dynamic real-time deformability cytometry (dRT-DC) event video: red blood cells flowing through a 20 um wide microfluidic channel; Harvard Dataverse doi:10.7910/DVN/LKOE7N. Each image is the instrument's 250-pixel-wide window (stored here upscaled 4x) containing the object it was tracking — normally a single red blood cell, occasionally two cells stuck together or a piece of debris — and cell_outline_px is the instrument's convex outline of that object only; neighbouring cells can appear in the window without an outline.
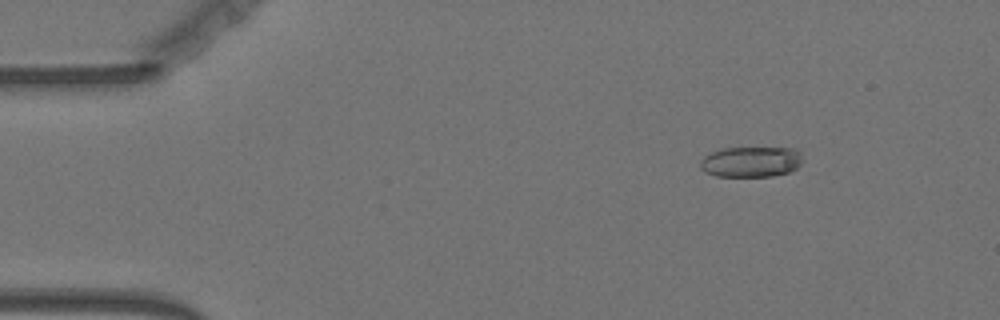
{"species": "Egyptian fruit bat (a non-hibernating species)", "species_latin": "Rousettus aegyptiacus", "temperature_condition": "warm", "stored_images_in_passage": 51, "camera_frame_rate_fps": 3000, "um_per_image_px": 0.085, "animal": {"sex": "female"}, "frame": {"image": 1, "passage_image": 2, "time_ms": 0.333, "image_size_px": [1000, 320], "cell_outline_px": [[800, 164], [796, 168], [788, 172], [772, 176], [716, 176], [704, 172], [700, 168], [700, 160], [704, 156], [712, 152], [724, 148], [796, 148], [800, 152]], "centroid_in_image_um": [63.8, 13.75], "position_along_channel_um": 21.2, "area_um2": 18.15}}
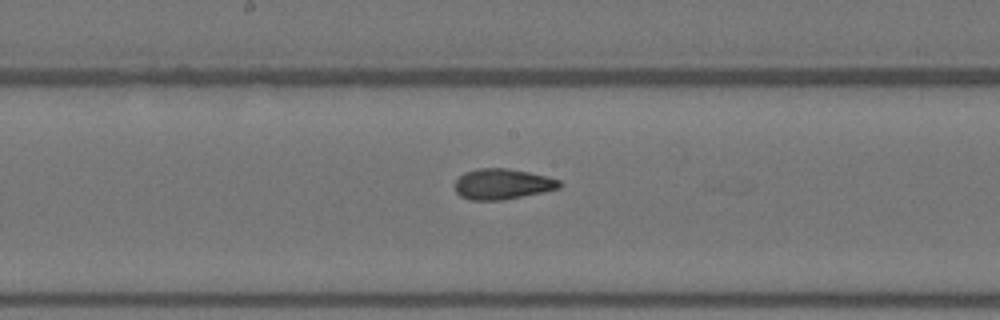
{"frame": {"image": 2, "passage_image": 24, "time_ms": 7.667, "image_size_px": [1000, 320], "cell_outline_px": [[560, 188], [544, 192], [504, 200], [468, 200], [460, 196], [456, 192], [456, 180], [464, 172], [480, 168], [508, 168], [548, 176], [560, 180]], "centroid_in_image_um": [42.71, 15.65], "position_along_channel_um": 205.5, "area_um2": 18.73}}
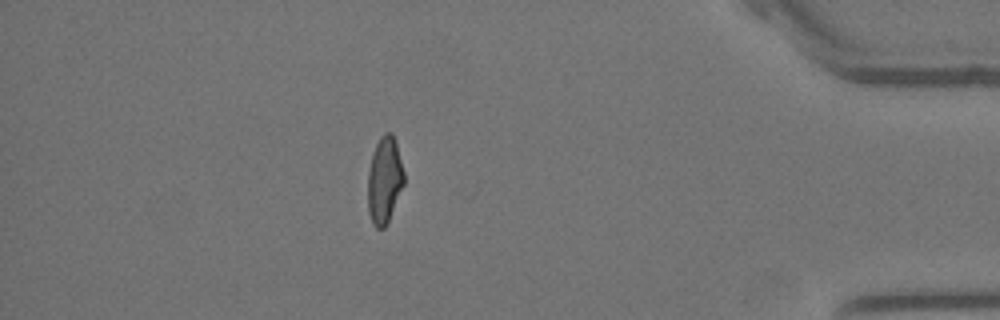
{"frame": {"image": 3, "passage_image": 44, "time_ms": 14.333, "image_size_px": [1000, 320], "cell_outline_px": [[404, 184], [388, 224], [384, 228], [376, 228], [372, 224], [368, 212], [368, 172], [372, 152], [380, 136], [384, 132], [392, 132], [396, 144], [404, 172]], "centroid_in_image_um": [32.67, 15.34], "position_along_channel_um": 402.5, "area_um2": 18.5}, "authors_computed_cell_mechanics": {"area_um2": 18.6116, "velocity_mm_per_s": 3.6228, "shape_relaxation_time_tau1_ms": 8.0721, "shape_relaxation_time_tau2_ms": 1.5135, "deformation_change_tau1": 0.2166, "deformation_change_tau2": 0.086}}